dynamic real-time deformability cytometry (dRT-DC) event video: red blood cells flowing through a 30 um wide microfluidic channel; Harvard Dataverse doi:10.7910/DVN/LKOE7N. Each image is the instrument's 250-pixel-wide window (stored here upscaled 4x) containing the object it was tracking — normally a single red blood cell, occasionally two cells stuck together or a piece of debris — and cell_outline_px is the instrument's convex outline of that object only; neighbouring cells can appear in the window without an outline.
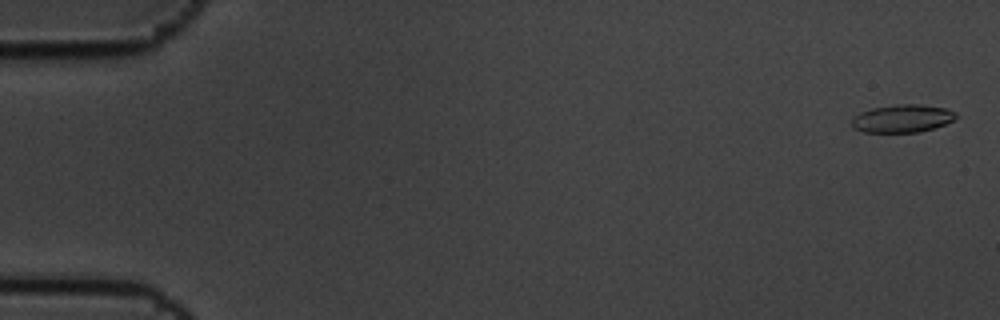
{"species": "common noctule bat (a hibernating species)", "species_latin": "Nyctalus noctula", "temperature_condition": "cold", "stored_images_in_passage": 6, "camera_frame_rate_fps": 3000, "um_per_image_px": 0.085, "animal": {"sex": "male", "body_mass_g": 19.5, "forearm_length_mm": 54.6}, "frame": {"image": 1, "passage_image": 1, "time_ms": 0.0, "image_size_px": [1000, 320], "cell_outline_px": [[956, 116], [952, 120], [944, 124], [920, 132], [864, 132], [852, 128], [852, 120], [860, 112], [872, 108], [896, 104], [920, 104], [944, 108], [956, 112]], "centroid_in_image_um": [76.67, 10.07], "position_along_channel_um": 8.3, "area_um2": 16.76}}
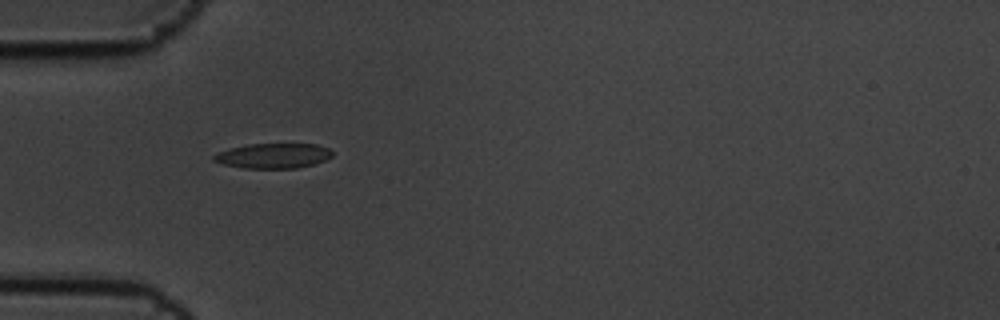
{"frame": {"image": 2, "passage_image": 5, "time_ms": 1.333, "image_size_px": [1000, 320], "cell_outline_px": [[332, 156], [324, 160], [312, 164], [296, 168], [244, 168], [224, 164], [212, 160], [212, 156], [216, 152], [248, 144], [316, 144], [328, 148], [332, 152]], "centroid_in_image_um": [23.2, 13.24], "position_along_channel_um": 61.8, "area_um2": 17.11}}
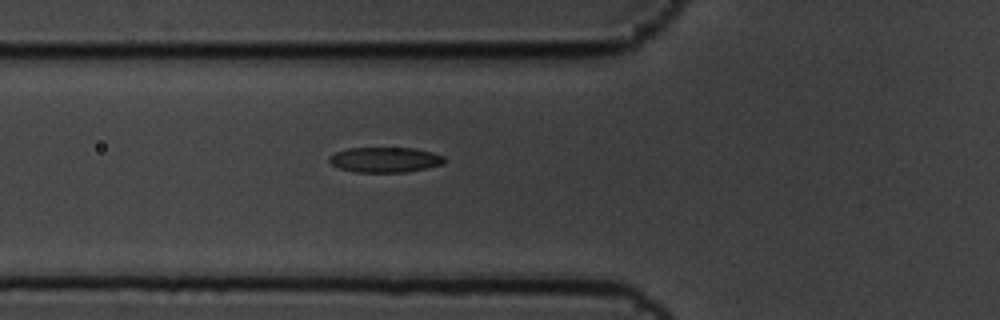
{"frame": {"image": 3, "passage_image": 6, "time_ms": 1.667, "image_size_px": [1000, 320], "cell_outline_px": [[448, 160], [444, 164], [408, 172], [356, 172], [340, 168], [332, 164], [328, 160], [328, 156], [336, 152], [348, 148], [416, 148], [432, 152], [444, 156]], "centroid_in_image_um": [32.77, 13.57], "position_along_channel_um": 93.0, "area_um2": 17.05}}